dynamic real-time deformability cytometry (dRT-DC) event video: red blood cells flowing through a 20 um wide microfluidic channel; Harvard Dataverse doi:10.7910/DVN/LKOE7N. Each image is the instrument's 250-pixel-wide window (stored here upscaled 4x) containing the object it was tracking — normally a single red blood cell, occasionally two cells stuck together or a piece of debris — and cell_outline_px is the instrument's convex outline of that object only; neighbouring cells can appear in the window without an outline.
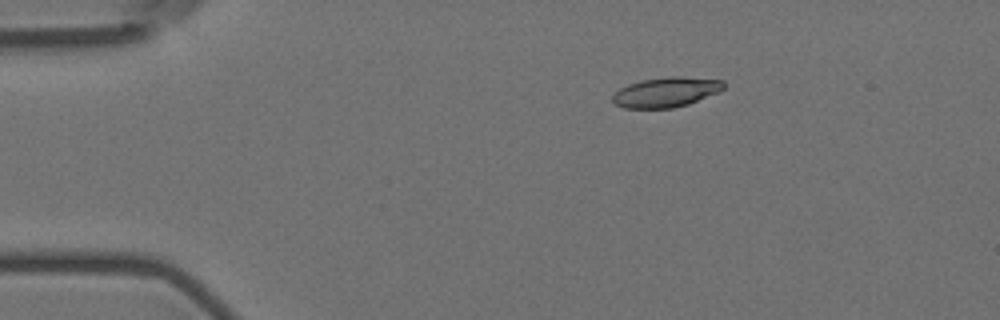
{"species": "Egyptian fruit bat (a non-hibernating species)", "species_latin": "Rousettus aegyptiacus", "temperature_condition": "room temperature", "stored_images_in_passage": 5, "camera_frame_rate_fps": 3000, "um_per_image_px": 0.085, "animal": {"sex": "female"}, "frame": {"image": 1, "passage_image": 3, "time_ms": 2.333, "image_size_px": [1000, 320], "cell_outline_px": [[724, 88], [720, 92], [688, 104], [672, 108], [624, 108], [616, 104], [612, 100], [612, 96], [620, 88], [628, 84], [640, 80], [668, 76], [680, 76], [724, 80]], "centroid_in_image_um": [56.63, 7.82], "position_along_channel_um": 28.4, "area_um2": 19.48}}